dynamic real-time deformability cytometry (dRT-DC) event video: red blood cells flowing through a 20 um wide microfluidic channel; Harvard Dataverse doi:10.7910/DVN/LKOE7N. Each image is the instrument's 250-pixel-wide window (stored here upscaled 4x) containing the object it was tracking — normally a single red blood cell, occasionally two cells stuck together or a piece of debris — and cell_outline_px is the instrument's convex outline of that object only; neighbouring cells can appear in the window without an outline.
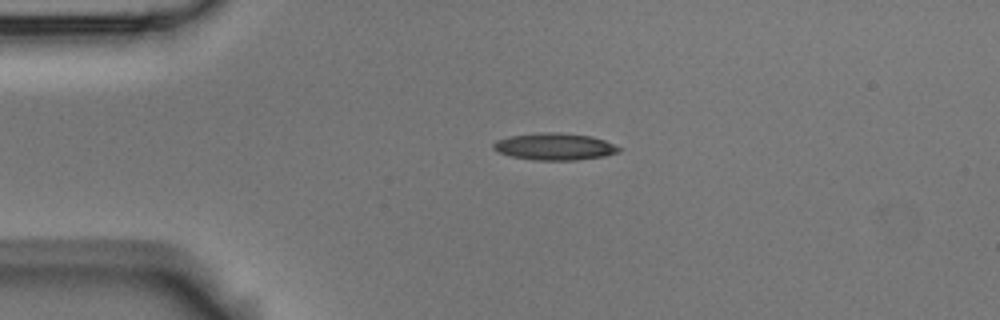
{"species": "Egyptian fruit bat (a non-hibernating species)", "species_latin": "Rousettus aegyptiacus", "temperature_condition": "room temperature", "stored_images_in_passage": 2, "camera_frame_rate_fps": 3000, "um_per_image_px": 0.085, "animal": {"sex": "male"}, "frame": {"image": 1, "passage_image": 1, "time_ms": 0.0, "image_size_px": [1000, 320], "cell_outline_px": [[624, 148], [620, 152], [604, 156], [576, 160], [532, 160], [512, 156], [496, 152], [492, 148], [492, 144], [496, 140], [508, 136], [544, 132], [560, 132], [592, 136], [604, 140]], "centroid_in_image_um": [47.15, 12.46], "position_along_channel_um": 37.9, "area_um2": 20.0}}